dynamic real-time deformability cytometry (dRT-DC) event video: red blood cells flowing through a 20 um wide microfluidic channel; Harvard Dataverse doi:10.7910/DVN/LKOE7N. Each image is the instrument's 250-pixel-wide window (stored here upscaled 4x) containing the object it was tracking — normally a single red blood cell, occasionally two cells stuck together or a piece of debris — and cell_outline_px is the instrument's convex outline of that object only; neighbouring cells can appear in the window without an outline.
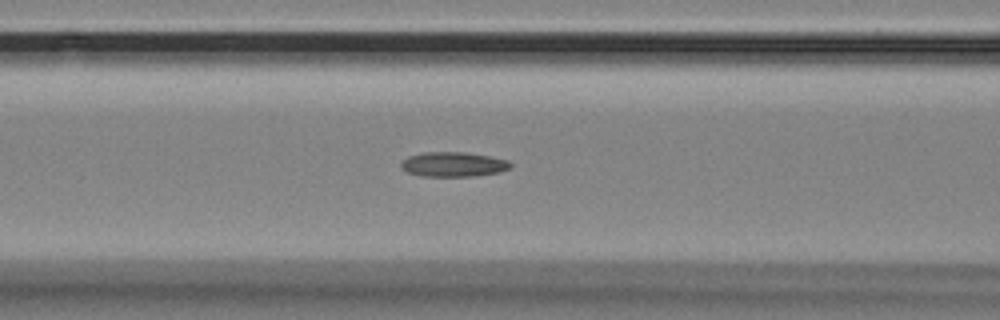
{"species": "Egyptian fruit bat (a non-hibernating species)", "species_latin": "Rousettus aegyptiacus", "temperature_condition": "room temperature", "stored_images_in_passage": 55, "camera_frame_rate_fps": 3000, "um_per_image_px": 0.085, "animal": {"sex": "female"}, "frame": {"image": 1, "passage_image": 21, "time_ms": 6.667, "image_size_px": [1000, 320], "cell_outline_px": [[512, 168], [500, 172], [472, 176], [420, 176], [408, 172], [400, 168], [400, 164], [408, 156], [424, 152], [464, 152], [488, 156], [508, 160], [512, 164]], "centroid_in_image_um": [38.54, 13.97], "position_along_channel_um": 128.1, "area_um2": 15.78}}
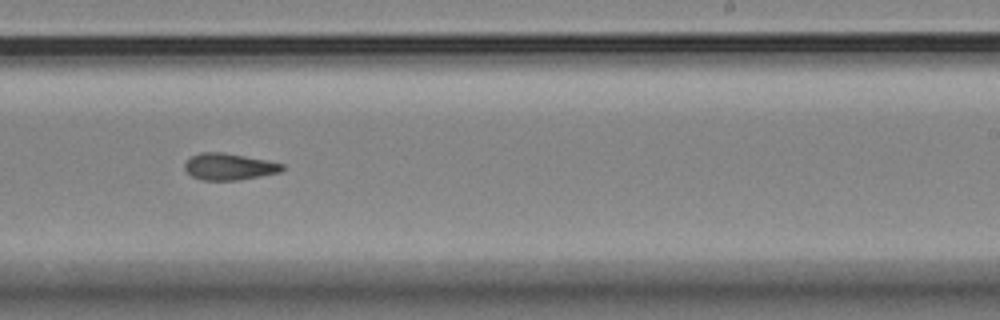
{"frame": {"image": 2, "passage_image": 33, "time_ms": 10.667, "image_size_px": [1000, 320], "cell_outline_px": [[284, 168], [280, 172], [260, 176], [236, 180], [200, 180], [192, 176], [184, 168], [184, 164], [192, 156], [200, 152], [224, 152], [268, 160], [284, 164]], "centroid_in_image_um": [19.48, 14.16], "position_along_channel_um": 269.5, "area_um2": 15.14}}
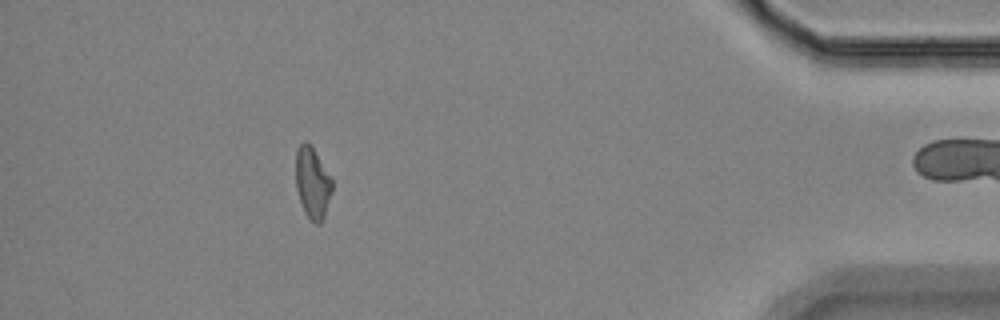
{"frame": {"image": 3, "passage_image": 49, "time_ms": 16.0, "image_size_px": [1000, 320], "cell_outline_px": [[332, 192], [324, 216], [320, 224], [316, 224], [304, 212], [296, 188], [296, 148], [304, 140], [312, 148], [332, 180]], "centroid_in_image_um": [26.54, 15.56], "position_along_channel_um": 408.7, "area_um2": 14.74}}